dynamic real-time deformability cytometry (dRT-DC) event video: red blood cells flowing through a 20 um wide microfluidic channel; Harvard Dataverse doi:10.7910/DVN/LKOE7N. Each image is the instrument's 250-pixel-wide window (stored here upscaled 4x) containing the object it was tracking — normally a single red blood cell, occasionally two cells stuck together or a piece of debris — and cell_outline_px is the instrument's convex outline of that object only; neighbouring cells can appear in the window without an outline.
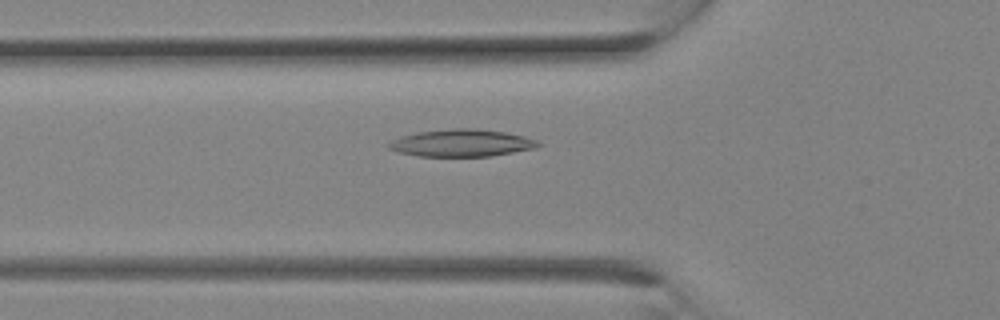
{"species": "Egyptian fruit bat (a non-hibernating species)", "species_latin": "Rousettus aegyptiacus", "temperature_condition": "room temperature", "stored_images_in_passage": 8, "camera_frame_rate_fps": 3000, "um_per_image_px": 0.085, "animal": {"sex": "female"}, "frame": {"image": 1, "passage_image": 4, "time_ms": 1.0, "image_size_px": [1000, 320], "cell_outline_px": [[540, 144], [536, 148], [492, 156], [416, 156], [400, 152], [388, 148], [388, 144], [392, 140], [400, 136], [416, 132], [452, 128], [476, 128], [504, 132], [524, 136], [536, 140]], "centroid_in_image_um": [39.22, 12.15], "position_along_channel_um": 86.6, "area_um2": 23.7}}
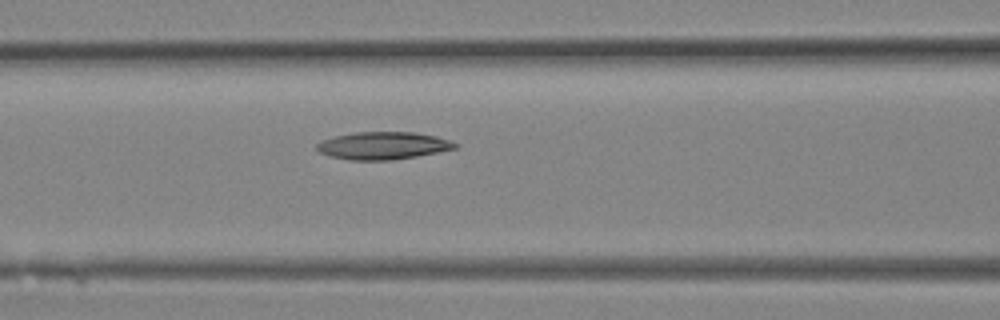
{"frame": {"image": 2, "passage_image": 6, "time_ms": 1.667, "image_size_px": [1000, 320], "cell_outline_px": [[460, 144], [456, 148], [416, 156], [392, 160], [348, 160], [328, 156], [320, 152], [316, 148], [316, 144], [324, 140], [336, 136], [356, 132], [412, 132], [436, 136]], "centroid_in_image_um": [32.54, 12.38], "position_along_channel_um": 134.1, "area_um2": 22.02}}
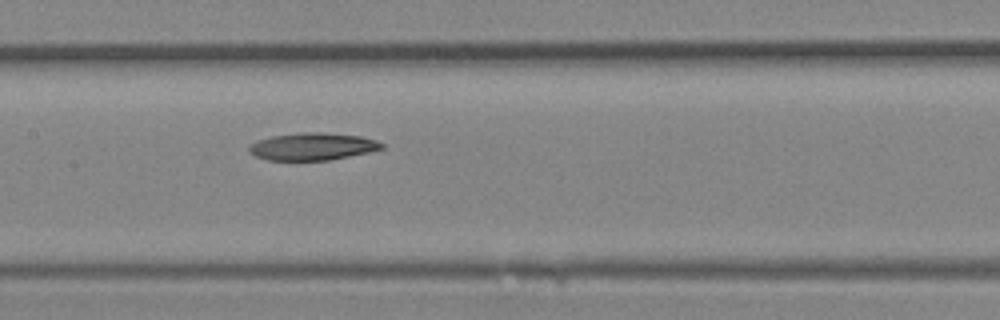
{"frame": {"image": 3, "passage_image": 8, "time_ms": 2.333, "image_size_px": [1000, 320], "cell_outline_px": [[384, 148], [368, 152], [328, 160], [268, 160], [256, 156], [248, 152], [248, 148], [252, 144], [260, 140], [272, 136], [300, 132], [320, 132], [360, 136], [376, 140], [384, 144]], "centroid_in_image_um": [26.57, 12.45], "position_along_channel_um": 180.8, "area_um2": 20.92}}